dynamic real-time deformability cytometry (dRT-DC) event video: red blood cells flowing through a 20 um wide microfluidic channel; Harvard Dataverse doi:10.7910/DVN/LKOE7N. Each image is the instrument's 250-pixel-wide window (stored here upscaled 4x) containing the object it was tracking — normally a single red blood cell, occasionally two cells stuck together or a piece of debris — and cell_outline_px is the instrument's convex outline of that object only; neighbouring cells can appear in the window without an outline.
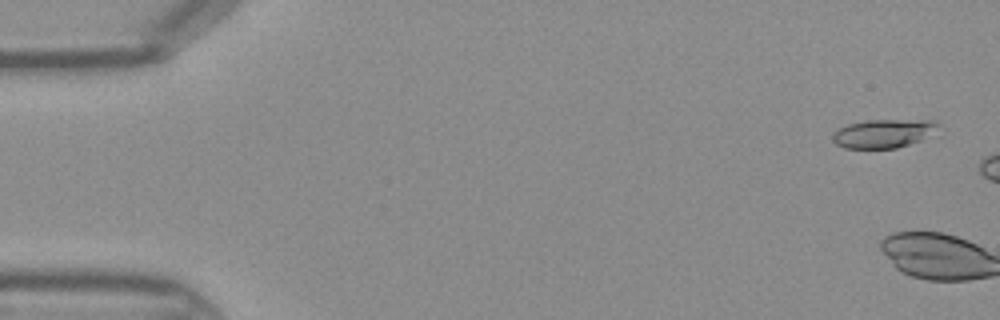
{"species": "Egyptian fruit bat (a non-hibernating species)", "species_latin": "Rousettus aegyptiacus", "temperature_condition": "warm", "stored_images_in_passage": 4, "camera_frame_rate_fps": 3000, "um_per_image_px": 0.085, "frame": {"image": 1, "passage_image": 2, "time_ms": 0.333, "image_size_px": [1000, 320], "cell_outline_px": [[940, 124], [920, 140], [896, 148], [844, 148], [836, 144], [832, 140], [832, 132], [836, 128], [848, 124], [864, 120], [936, 120]], "centroid_in_image_um": [74.99, 11.33], "position_along_channel_um": 10.0, "area_um2": 17.46}}